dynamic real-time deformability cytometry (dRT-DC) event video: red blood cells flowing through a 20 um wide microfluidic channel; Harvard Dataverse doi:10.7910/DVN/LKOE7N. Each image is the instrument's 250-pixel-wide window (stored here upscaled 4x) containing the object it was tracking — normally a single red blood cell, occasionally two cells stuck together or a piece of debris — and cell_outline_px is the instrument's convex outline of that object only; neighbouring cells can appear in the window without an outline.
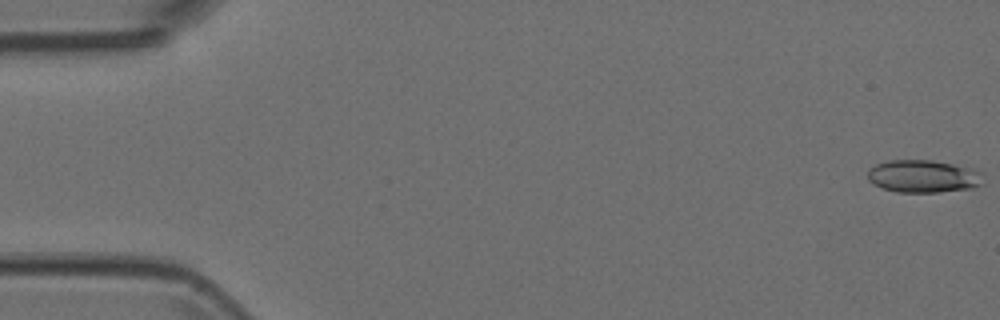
{"species": "Egyptian fruit bat (a non-hibernating species)", "species_latin": "Rousettus aegyptiacus", "temperature_condition": "room temperature", "stored_images_in_passage": 3, "camera_frame_rate_fps": 3000, "um_per_image_px": 0.085, "animal": {"sex": "female"}, "frame": {"image": 1, "passage_image": 1, "time_ms": 0.0, "image_size_px": [1000, 320], "cell_outline_px": [[984, 184], [972, 188], [940, 192], [896, 192], [884, 188], [868, 180], [868, 168], [876, 164], [888, 160], [932, 160], [972, 168], [984, 172]], "centroid_in_image_um": [78.53, 14.98], "position_along_channel_um": 6.5, "area_um2": 22.2}}